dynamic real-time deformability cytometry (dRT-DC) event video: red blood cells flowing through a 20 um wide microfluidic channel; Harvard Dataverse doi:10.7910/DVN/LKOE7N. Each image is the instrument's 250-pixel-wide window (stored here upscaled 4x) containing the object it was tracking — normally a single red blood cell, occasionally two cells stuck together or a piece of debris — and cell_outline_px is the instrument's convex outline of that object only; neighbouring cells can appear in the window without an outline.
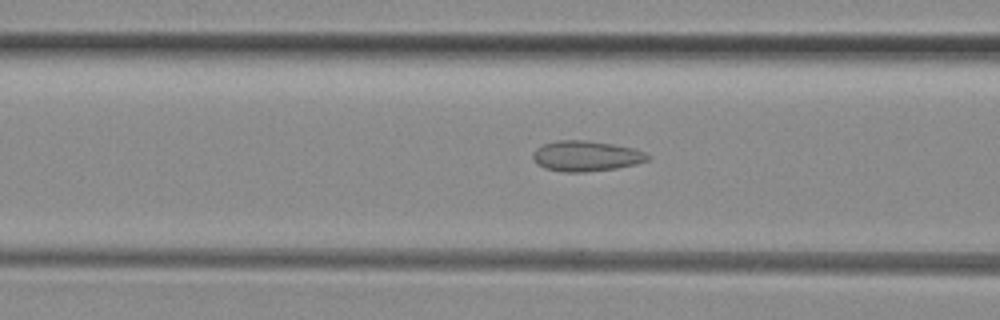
{"species": "common noctule bat (a hibernating species)", "species_latin": "Nyctalus noctula", "temperature_condition": "room temperature", "stored_images_in_passage": 32, "camera_frame_rate_fps": 3000, "um_per_image_px": 0.085, "animal": {"sex": "female", "body_mass_g": 29.2, "forearm_length_mm": 56.3}, "frame": {"image": 1, "passage_image": 12, "time_ms": 3.667, "image_size_px": [1000, 320], "cell_outline_px": [[652, 160], [636, 164], [616, 168], [584, 172], [560, 172], [544, 168], [536, 164], [532, 156], [536, 148], [544, 144], [560, 140], [584, 140], [612, 144], [632, 148], [644, 152], [652, 156]], "centroid_in_image_um": [49.83, 13.27], "position_along_channel_um": 116.8, "area_um2": 20.46}}
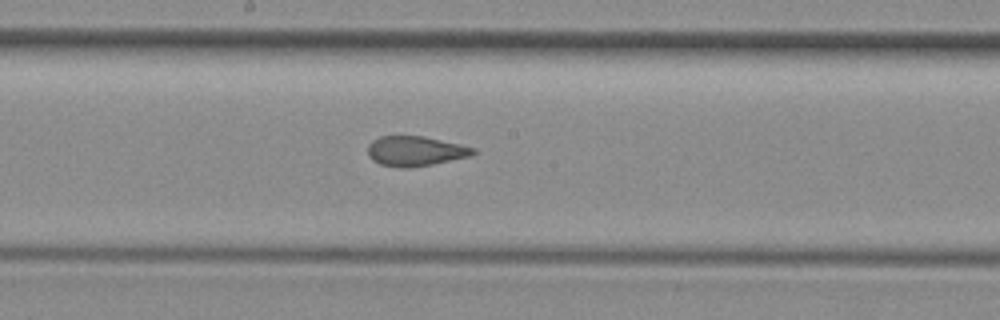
{"frame": {"image": 2, "passage_image": 19, "time_ms": 6.0, "image_size_px": [1000, 320], "cell_outline_px": [[476, 152], [468, 156], [432, 164], [408, 168], [400, 168], [380, 164], [372, 160], [368, 156], [368, 144], [372, 140], [380, 136], [424, 136], [460, 144], [476, 148]], "centroid_in_image_um": [35.26, 12.84], "position_along_channel_um": 212.9, "area_um2": 18.32}}
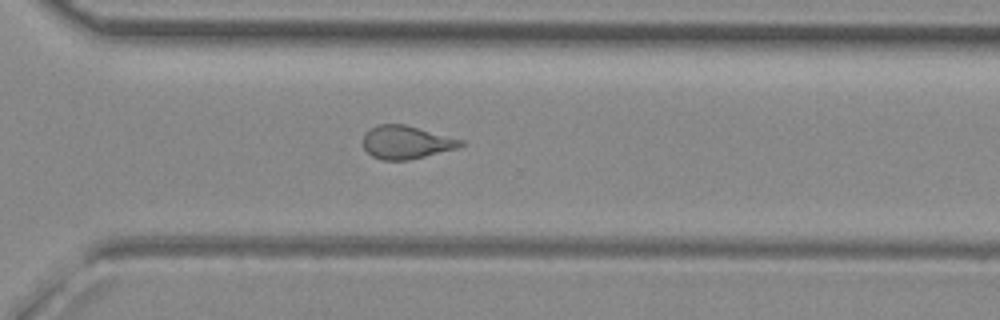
{"frame": {"image": 3, "passage_image": 28, "time_ms": 9.0, "image_size_px": [1000, 320], "cell_outline_px": [[464, 144], [456, 148], [408, 160], [384, 160], [372, 156], [360, 144], [364, 132], [380, 124], [404, 124], [464, 140]], "centroid_in_image_um": [34.47, 12.09], "position_along_channel_um": 336.1, "area_um2": 18.79}}